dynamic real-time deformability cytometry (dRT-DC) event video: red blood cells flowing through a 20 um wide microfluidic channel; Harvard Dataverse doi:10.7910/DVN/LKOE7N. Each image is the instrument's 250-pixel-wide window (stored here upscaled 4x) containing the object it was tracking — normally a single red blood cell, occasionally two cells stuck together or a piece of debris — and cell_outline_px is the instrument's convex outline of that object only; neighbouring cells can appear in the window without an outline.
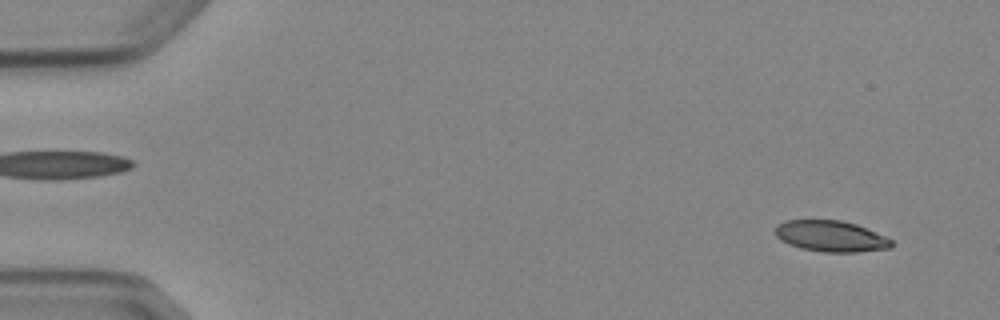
{"species": "Egyptian fruit bat (a non-hibernating species)", "species_latin": "Rousettus aegyptiacus", "temperature_condition": "cold", "stored_images_in_passage": 5, "camera_frame_rate_fps": 3000, "um_per_image_px": 0.085, "animal": {"sex": "female"}, "frame": {"image": 1, "passage_image": 1, "time_ms": 0.0, "image_size_px": [1000, 320], "cell_outline_px": [[892, 248], [856, 252], [824, 252], [800, 248], [788, 244], [780, 240], [776, 236], [776, 224], [784, 220], [840, 220], [856, 224], [884, 236], [892, 240]], "centroid_in_image_um": [70.59, 20.08], "position_along_channel_um": 14.4, "area_um2": 21.04}}
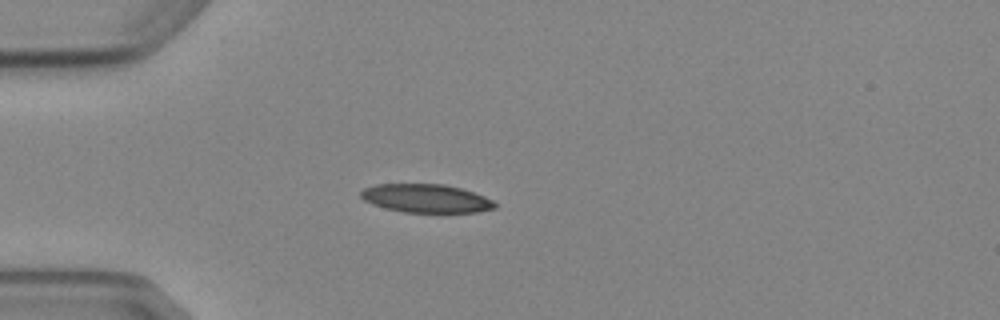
{"frame": {"image": 2, "passage_image": 4, "time_ms": 3.667, "image_size_px": [1000, 320], "cell_outline_px": [[496, 208], [476, 212], [404, 212], [384, 208], [372, 204], [364, 200], [360, 196], [360, 192], [364, 188], [376, 184], [444, 184], [460, 188], [484, 196], [492, 200], [496, 204]], "centroid_in_image_um": [36.19, 16.86], "position_along_channel_um": 48.8, "area_um2": 22.14}}